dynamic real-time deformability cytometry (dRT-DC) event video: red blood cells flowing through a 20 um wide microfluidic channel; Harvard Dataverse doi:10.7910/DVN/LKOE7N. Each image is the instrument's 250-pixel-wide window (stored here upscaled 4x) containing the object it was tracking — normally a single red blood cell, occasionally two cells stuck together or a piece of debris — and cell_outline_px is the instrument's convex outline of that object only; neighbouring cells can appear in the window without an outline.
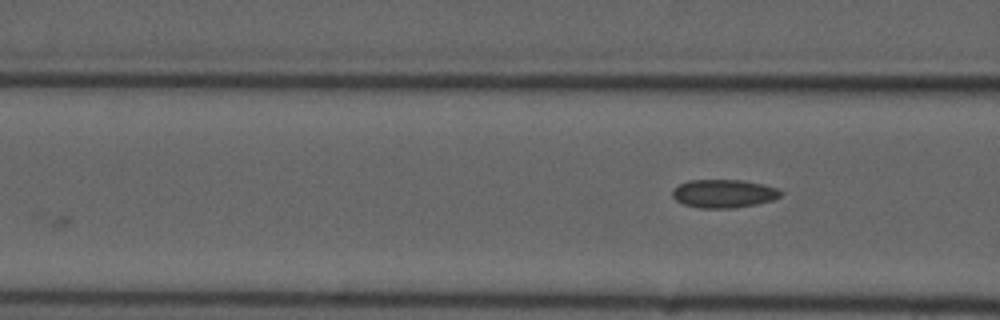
{"species": "common noctule bat (a hibernating species)", "species_latin": "Nyctalus noctula", "temperature_condition": "cold", "stored_images_in_passage": 6, "camera_frame_rate_fps": 3000, "um_per_image_px": 0.085, "animal": {"sex": "male", "forearm_length_mm": 52.5}, "frame": {"image": 1, "passage_image": 6, "time_ms": 6.0, "image_size_px": [1000, 320], "cell_outline_px": [[784, 192], [780, 196], [772, 200], [756, 204], [732, 208], [700, 208], [684, 204], [676, 200], [672, 196], [672, 188], [688, 180], [740, 180], [760, 184], [776, 188]], "centroid_in_image_um": [61.48, 16.45], "position_along_channel_um": 105.1, "area_um2": 17.74}}